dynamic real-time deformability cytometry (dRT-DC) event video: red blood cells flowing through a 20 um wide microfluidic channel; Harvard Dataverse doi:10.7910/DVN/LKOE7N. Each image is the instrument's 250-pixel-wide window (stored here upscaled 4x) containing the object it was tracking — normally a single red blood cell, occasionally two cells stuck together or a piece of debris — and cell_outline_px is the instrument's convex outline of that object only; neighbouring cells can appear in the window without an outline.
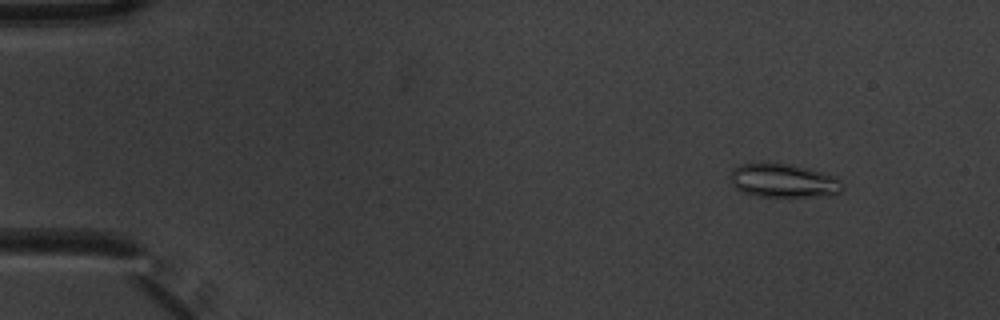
{"species": "common noctule bat (a hibernating species)", "species_latin": "Nyctalus noctula", "temperature_condition": "warm", "stored_images_in_passage": 4, "camera_frame_rate_fps": 3000, "um_per_image_px": 0.085, "animal": {"sex": "male", "body_mass_g": 20.1, "forearm_length_mm": 53.5}, "frame": {"image": 1, "passage_image": 1, "time_ms": 0.0, "image_size_px": [1000, 320], "cell_outline_px": [[844, 188], [840, 192], [832, 196], [760, 196], [744, 192], [736, 188], [732, 184], [728, 176], [740, 164], [764, 160], [792, 164], [824, 172], [836, 176], [844, 184]], "centroid_in_image_um": [66.62, 15.31], "position_along_channel_um": 18.4, "area_um2": 22.72}}
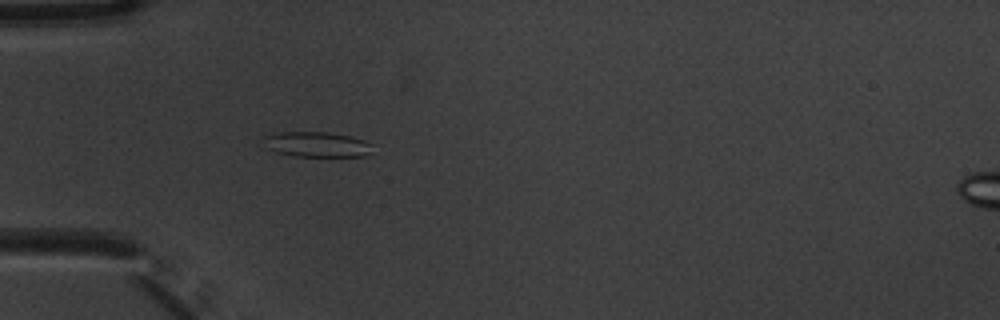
{"frame": {"image": 2, "passage_image": 4, "time_ms": 1.0, "image_size_px": [1000, 320], "cell_outline_px": [[368, 152], [364, 156], [296, 156], [276, 152], [264, 148], [264, 136], [280, 132], [328, 132], [348, 136], [364, 140], [368, 144]], "centroid_in_image_um": [26.81, 12.27], "position_along_channel_um": 58.2, "area_um2": 15.66}}